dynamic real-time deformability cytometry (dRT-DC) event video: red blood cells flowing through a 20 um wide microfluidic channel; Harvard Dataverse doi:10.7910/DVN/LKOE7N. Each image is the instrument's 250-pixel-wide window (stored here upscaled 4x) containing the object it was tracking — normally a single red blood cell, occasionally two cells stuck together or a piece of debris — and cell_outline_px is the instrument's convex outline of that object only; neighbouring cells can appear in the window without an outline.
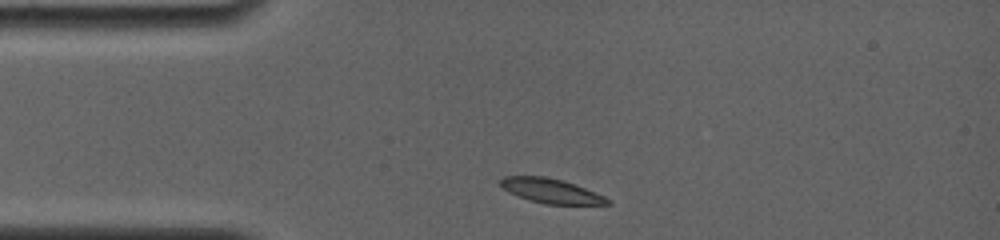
{"species": "common noctule bat (a hibernating species)", "species_latin": "Nyctalus noctula", "temperature_condition": "room temperature", "stored_images_in_passage": 2, "camera_frame_rate_fps": 4000, "um_per_image_px": 0.085, "animal": {"sex": "female", "body_mass_g": 19.0, "forearm_length_mm": 56.7}, "frame": {"image": 1, "passage_image": 1, "time_ms": 0.0, "image_size_px": [1000, 240], "cell_outline_px": [[612, 204], [544, 204], [528, 200], [508, 192], [500, 184], [500, 180], [504, 176], [548, 176], [564, 180], [604, 196], [612, 200]], "centroid_in_image_um": [46.83, 16.22], "position_along_channel_um": 38.2, "area_um2": 15.32}}